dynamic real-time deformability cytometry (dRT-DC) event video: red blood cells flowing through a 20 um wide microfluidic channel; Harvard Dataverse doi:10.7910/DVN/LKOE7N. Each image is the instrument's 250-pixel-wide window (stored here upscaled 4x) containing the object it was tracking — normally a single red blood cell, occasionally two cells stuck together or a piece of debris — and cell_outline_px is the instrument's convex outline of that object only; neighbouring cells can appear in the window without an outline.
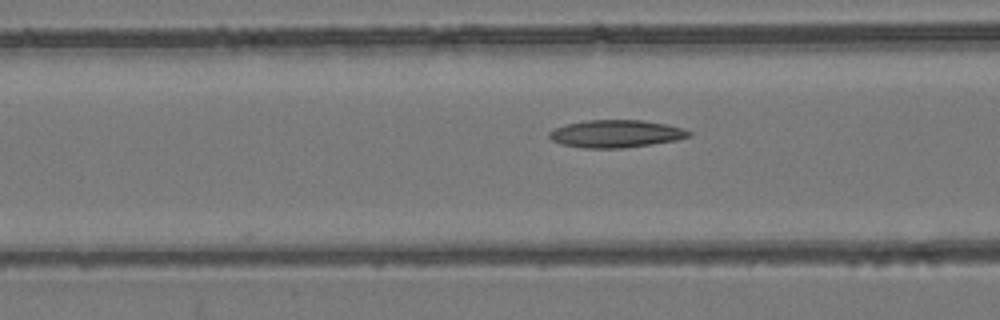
{"species": "common noctule bat (a hibernating species)", "species_latin": "Nyctalus noctula", "temperature_condition": "room temperature", "stored_images_in_passage": 53, "camera_frame_rate_fps": 3000, "um_per_image_px": 0.085, "animal": {"sex": "female", "body_mass_g": 24.6, "forearm_length_mm": 56.2}, "frame": {"image": 1, "passage_image": 21, "time_ms": 6.667, "image_size_px": [1000, 320], "cell_outline_px": [[692, 136], [676, 140], [652, 144], [624, 148], [584, 148], [560, 144], [552, 140], [548, 136], [548, 132], [552, 128], [584, 120], [644, 120], [684, 128], [692, 132]], "centroid_in_image_um": [52.34, 11.37], "position_along_channel_um": 114.3, "area_um2": 22.6}}
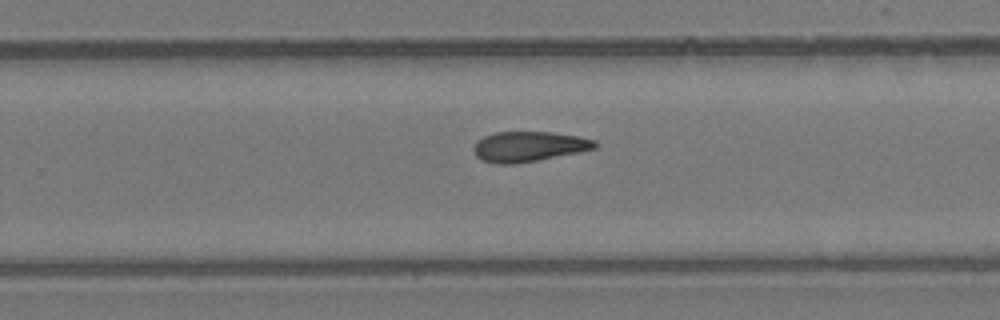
{"frame": {"image": 2, "passage_image": 34, "time_ms": 11.0, "image_size_px": [1000, 320], "cell_outline_px": [[600, 144], [596, 148], [580, 152], [516, 164], [496, 164], [480, 160], [476, 156], [472, 148], [484, 136], [496, 132], [552, 132], [580, 136], [596, 140]], "centroid_in_image_um": [44.98, 12.46], "position_along_channel_um": 284.8, "area_um2": 21.5}}
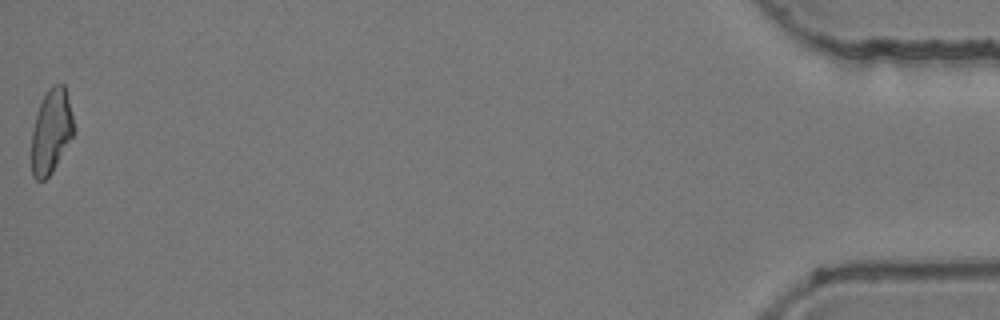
{"frame": {"image": 3, "passage_image": 53, "time_ms": 17.333, "image_size_px": [1000, 320], "cell_outline_px": [[76, 132], [52, 172], [44, 180], [36, 180], [32, 176], [32, 132], [36, 116], [40, 104], [48, 88], [52, 84], [64, 84], [76, 128]], "centroid_in_image_um": [4.38, 11.16], "position_along_channel_um": 430.8, "area_um2": 20.81}}